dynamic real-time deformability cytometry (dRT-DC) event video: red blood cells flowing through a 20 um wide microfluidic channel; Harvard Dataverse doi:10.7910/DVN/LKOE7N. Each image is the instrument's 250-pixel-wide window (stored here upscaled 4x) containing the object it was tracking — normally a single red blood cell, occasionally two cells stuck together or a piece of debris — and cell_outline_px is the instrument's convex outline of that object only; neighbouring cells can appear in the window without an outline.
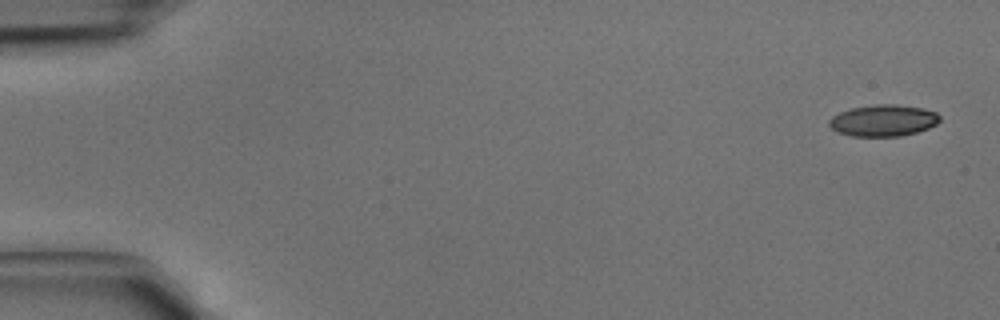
{"species": "common noctule bat (a hibernating species)", "species_latin": "Nyctalus noctula", "temperature_condition": "cold", "stored_images_in_passage": 4, "camera_frame_rate_fps": 3000, "um_per_image_px": 0.085, "animal": {"sex": "male", "body_mass_g": 15.6}, "frame": {"image": 1, "passage_image": 1, "time_ms": 0.0, "image_size_px": [1000, 320], "cell_outline_px": [[940, 120], [936, 124], [928, 128], [916, 132], [900, 136], [852, 136], [836, 132], [828, 124], [828, 120], [832, 116], [840, 112], [852, 108], [876, 104], [896, 104], [924, 108], [936, 112], [940, 116]], "centroid_in_image_um": [75.07, 10.24], "position_along_channel_um": 9.9, "area_um2": 20.4}}
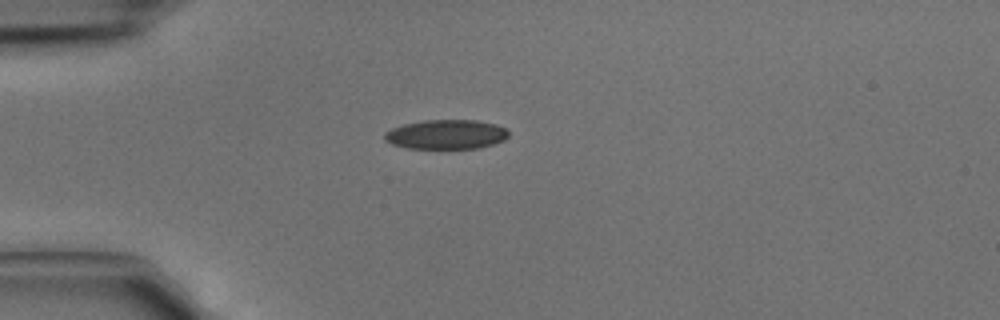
{"frame": {"image": 2, "passage_image": 4, "time_ms": 1.0, "image_size_px": [1000, 320], "cell_outline_px": [[508, 136], [504, 140], [480, 148], [408, 148], [392, 144], [384, 140], [384, 132], [392, 128], [404, 124], [424, 120], [476, 120], [496, 124], [508, 128]], "centroid_in_image_um": [37.94, 11.42], "position_along_channel_um": 47.1, "area_um2": 21.33}}